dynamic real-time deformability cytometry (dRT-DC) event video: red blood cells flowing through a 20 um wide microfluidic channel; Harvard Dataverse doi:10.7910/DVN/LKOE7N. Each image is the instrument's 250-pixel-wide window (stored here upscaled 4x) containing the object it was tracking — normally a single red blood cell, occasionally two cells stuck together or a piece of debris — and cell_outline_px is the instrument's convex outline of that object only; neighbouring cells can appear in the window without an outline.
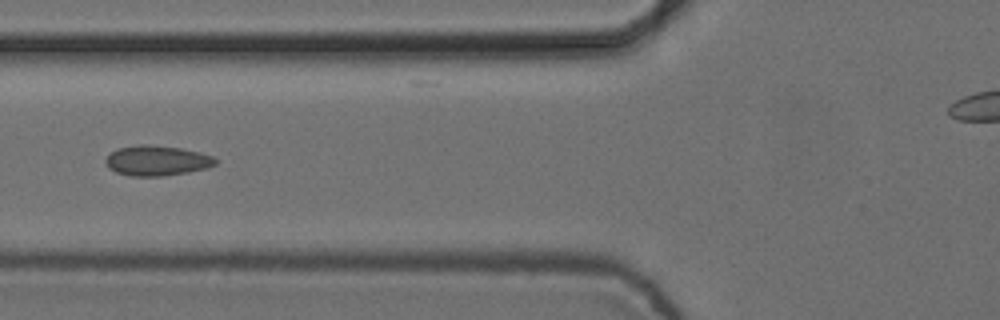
{"species": "common noctule bat (a hibernating species)", "species_latin": "Nyctalus noctula", "temperature_condition": "cold", "stored_images_in_passage": 11, "segment_of_instrument_passage": [1, 2], "camera_frame_rate_fps": 3000, "um_per_image_px": 0.085, "animal": {"sex": "female", "body_mass_g": 24.6, "forearm_length_mm": 56.2}, "frame": {"image": 1, "passage_image": 7, "time_ms": 2.0, "image_size_px": [1000, 320], "cell_outline_px": [[216, 164], [208, 168], [188, 172], [164, 176], [132, 176], [116, 172], [108, 168], [104, 160], [116, 148], [140, 144], [148, 144], [180, 148], [200, 152], [212, 156], [216, 160]], "centroid_in_image_um": [13.32, 13.65], "position_along_channel_um": 112.5, "area_um2": 19.36}}
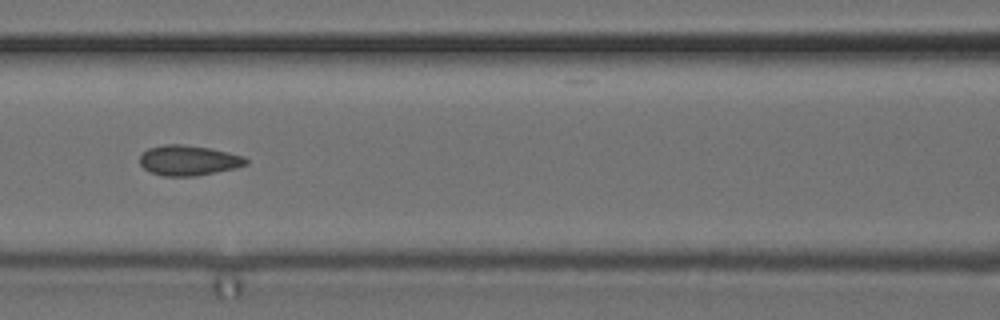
{"frame": {"image": 2, "passage_image": 8, "time_ms": 2.333, "image_size_px": [1000, 320], "cell_outline_px": [[248, 164], [236, 168], [196, 176], [164, 176], [152, 172], [144, 168], [140, 164], [140, 156], [148, 148], [164, 144], [184, 144], [208, 148], [228, 152], [244, 156], [248, 160]], "centroid_in_image_um": [16.04, 13.63], "position_along_channel_um": 150.6, "area_um2": 18.67}}
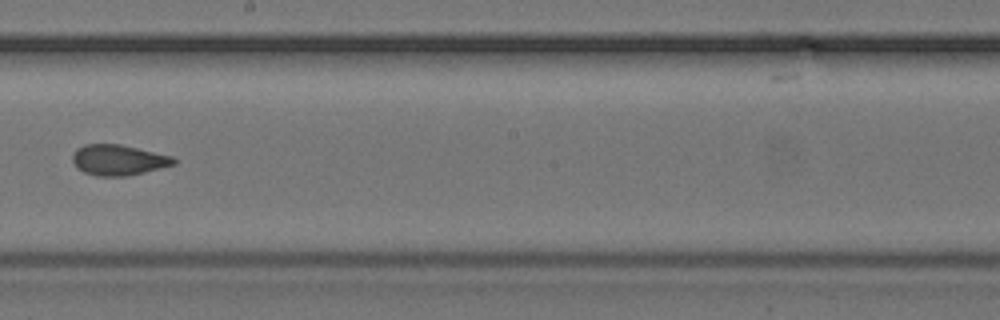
{"frame": {"image": 3, "passage_image": 10, "time_ms": 3.0, "image_size_px": [1000, 320], "cell_outline_px": [[176, 164], [128, 176], [96, 176], [84, 172], [76, 168], [72, 160], [72, 156], [76, 148], [84, 144], [120, 144], [172, 156], [176, 160]], "centroid_in_image_um": [10.03, 13.6], "position_along_channel_um": 238.2, "area_um2": 18.09}}